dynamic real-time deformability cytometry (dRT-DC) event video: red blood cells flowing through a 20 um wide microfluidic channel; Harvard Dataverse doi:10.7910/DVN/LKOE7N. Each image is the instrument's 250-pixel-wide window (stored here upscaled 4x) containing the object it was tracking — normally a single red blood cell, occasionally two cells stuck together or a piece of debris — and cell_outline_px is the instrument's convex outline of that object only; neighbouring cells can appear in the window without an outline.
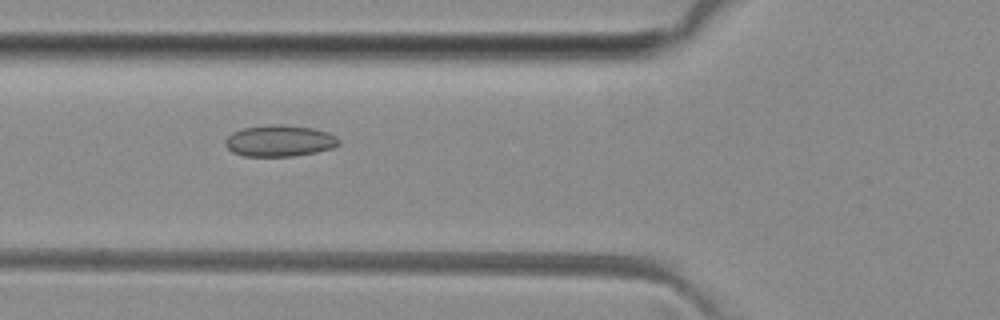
{"species": "common noctule bat (a hibernating species)", "species_latin": "Nyctalus noctula", "temperature_condition": "room temperature", "stored_images_in_passage": 51, "camera_frame_rate_fps": 3000, "um_per_image_px": 0.085, "animal": {"sex": "female", "body_mass_g": 29.2, "forearm_length_mm": 56.3}, "frame": {"image": 1, "passage_image": 19, "time_ms": 6.0, "image_size_px": [1000, 320], "cell_outline_px": [[340, 144], [332, 148], [316, 152], [292, 156], [244, 156], [232, 152], [224, 144], [224, 140], [232, 132], [244, 128], [272, 124], [280, 124], [312, 128], [328, 132], [336, 136], [340, 140]], "centroid_in_image_um": [23.76, 11.97], "position_along_channel_um": 102.0, "area_um2": 20.81}}
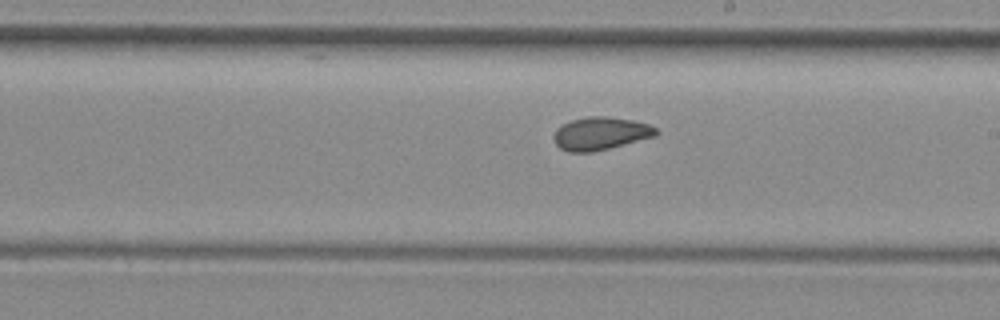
{"frame": {"image": 2, "passage_image": 29, "time_ms": 9.333, "image_size_px": [1000, 320], "cell_outline_px": [[660, 132], [656, 136], [592, 152], [568, 152], [560, 148], [552, 140], [552, 136], [556, 128], [572, 120], [588, 116], [604, 116], [632, 120], [648, 124], [656, 128]], "centroid_in_image_um": [51.02, 11.35], "position_along_channel_um": 238.0, "area_um2": 19.59}}
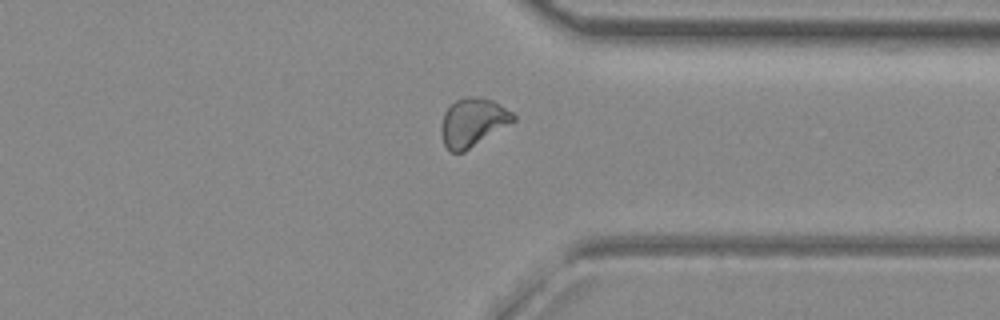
{"frame": {"image": 3, "passage_image": 39, "time_ms": 12.667, "image_size_px": [1000, 320], "cell_outline_px": [[516, 120], [464, 152], [448, 152], [444, 144], [440, 132], [440, 124], [444, 112], [456, 100], [464, 96], [480, 96], [492, 100], [500, 104], [512, 112], [516, 116]], "centroid_in_image_um": [40.17, 10.39], "position_along_channel_um": 371.2, "area_um2": 20.52}, "authors_computed_cell_mechanics": {"area_um2": 20.2878, "velocity_mm_per_s": 4.0833, "shape_relaxation_time_tau1_ms": null, "shape_relaxation_time_tau2_ms": 2.7081, "deformation_change_tau1": null, "deformation_change_tau2": 0.0789}}